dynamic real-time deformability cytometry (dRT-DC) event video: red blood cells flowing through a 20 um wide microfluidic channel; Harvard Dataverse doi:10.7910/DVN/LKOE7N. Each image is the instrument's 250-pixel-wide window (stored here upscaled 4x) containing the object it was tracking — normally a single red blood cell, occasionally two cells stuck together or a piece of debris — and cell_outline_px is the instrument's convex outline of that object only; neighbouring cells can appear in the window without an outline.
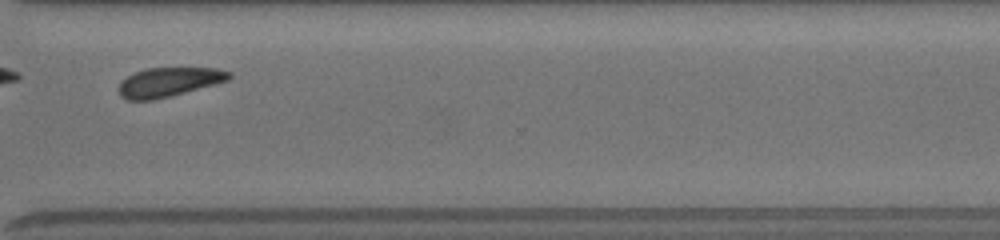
{"species": "common noctule bat (a hibernating species)", "species_latin": "Nyctalus noctula", "temperature_condition": "room temperature", "stored_images_in_passage": 15, "camera_frame_rate_fps": 3000, "um_per_image_px": 0.085, "animal": {"sex": "female", "body_mass_g": 19.5, "forearm_length_mm": 54.1}, "frame": {"image": 1, "passage_image": 11, "time_ms": 8.0, "image_size_px": [1000, 240], "cell_outline_px": [[232, 76], [228, 80], [184, 92], [152, 100], [128, 100], [120, 96], [116, 88], [120, 80], [144, 68], [216, 68], [232, 72]], "centroid_in_image_um": [14.29, 6.97], "position_along_channel_um": 356.3, "area_um2": 18.73}, "authors_computed_cell_mechanics": {"area_um2": 19.363, "velocity_mm_per_s": 3.9134, "shape_relaxation_time_tau1_ms": 2.0107, "shape_relaxation_time_tau2_ms": 1.5912, "deformation_change_tau1": 0.0756, "deformation_change_tau2": 0.0491}}